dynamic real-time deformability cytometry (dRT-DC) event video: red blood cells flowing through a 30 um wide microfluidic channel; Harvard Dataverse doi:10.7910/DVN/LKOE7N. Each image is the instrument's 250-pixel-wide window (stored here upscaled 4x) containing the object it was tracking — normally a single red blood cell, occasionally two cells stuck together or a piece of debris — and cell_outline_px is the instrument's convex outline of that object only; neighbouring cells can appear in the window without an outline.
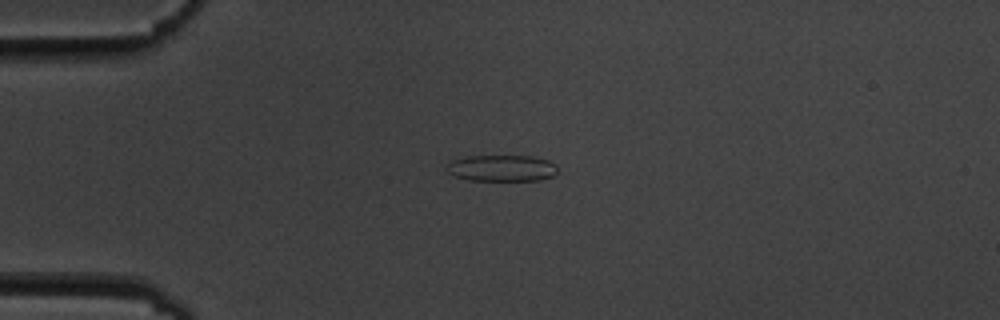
{"species": "common noctule bat (a hibernating species)", "species_latin": "Nyctalus noctula", "temperature_condition": "cold", "stored_images_in_passage": 2, "camera_frame_rate_fps": 3000, "um_per_image_px": 0.085, "animal": {"sex": "male", "body_mass_g": 19.5, "forearm_length_mm": 54.6}, "frame": {"image": 1, "passage_image": 1, "time_ms": 0.0, "image_size_px": [1000, 320], "cell_outline_px": [[556, 172], [552, 176], [540, 180], [468, 180], [456, 176], [448, 172], [444, 168], [452, 160], [468, 156], [532, 156], [548, 160], [556, 164]], "centroid_in_image_um": [42.64, 14.29], "position_along_channel_um": 42.4, "area_um2": 16.99}}